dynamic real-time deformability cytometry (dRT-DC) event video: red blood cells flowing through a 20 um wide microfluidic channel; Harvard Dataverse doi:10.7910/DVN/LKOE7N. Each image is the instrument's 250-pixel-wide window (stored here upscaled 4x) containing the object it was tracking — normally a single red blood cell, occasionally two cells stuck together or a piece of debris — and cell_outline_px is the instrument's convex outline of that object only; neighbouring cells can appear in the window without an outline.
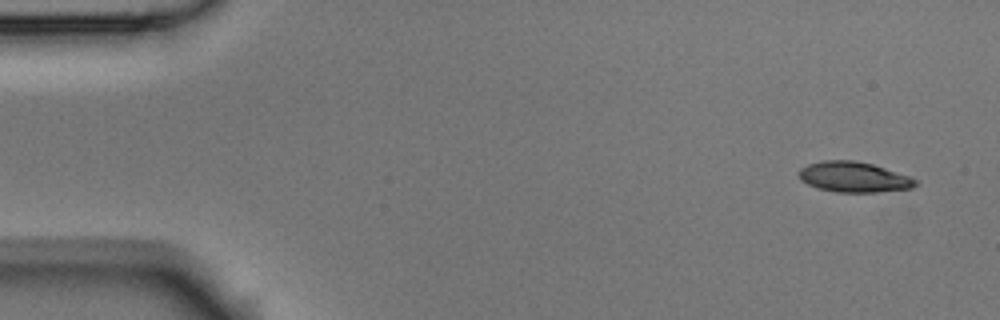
{"species": "Egyptian fruit bat (a non-hibernating species)", "species_latin": "Rousettus aegyptiacus", "temperature_condition": "room temperature", "stored_images_in_passage": 7, "camera_frame_rate_fps": 3000, "um_per_image_px": 0.085, "animal": {"sex": "male"}, "frame": {"image": 1, "passage_image": 1, "time_ms": 0.0, "image_size_px": [1000, 320], "cell_outline_px": [[916, 184], [912, 188], [876, 192], [836, 192], [820, 188], [808, 184], [800, 180], [796, 172], [800, 168], [808, 164], [824, 160], [856, 160], [872, 164], [908, 176], [916, 180]], "centroid_in_image_um": [72.51, 15.04], "position_along_channel_um": 12.5, "area_um2": 20.52}}
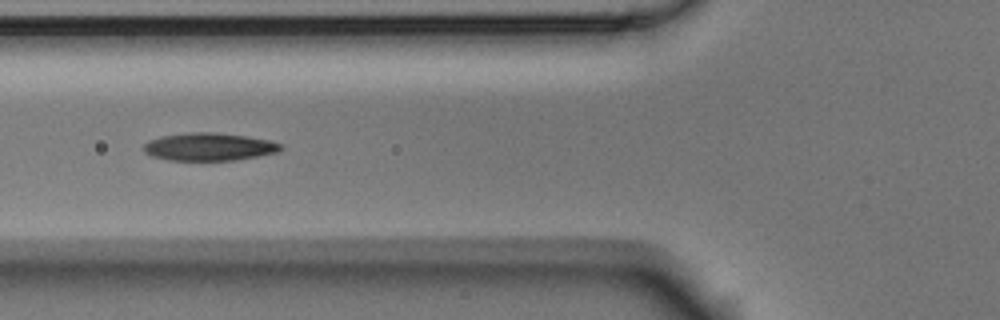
{"frame": {"image": 2, "passage_image": 6, "time_ms": 1.667, "image_size_px": [1000, 320], "cell_outline_px": [[284, 148], [280, 152], [236, 160], [168, 160], [152, 156], [144, 152], [144, 144], [148, 140], [160, 136], [188, 132], [216, 132], [248, 136], [272, 140], [284, 144]], "centroid_in_image_um": [17.83, 12.46], "position_along_channel_um": 108.0, "area_um2": 22.6}}
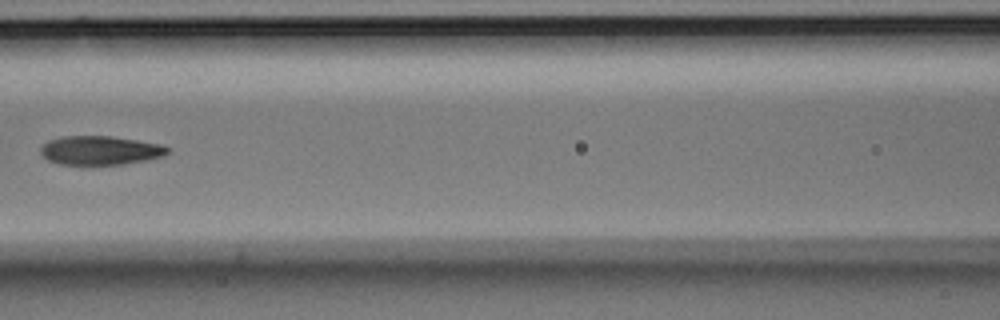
{"frame": {"image": 3, "passage_image": 7, "time_ms": 2.0, "image_size_px": [1000, 320], "cell_outline_px": [[168, 152], [164, 156], [124, 164], [60, 164], [48, 160], [40, 152], [40, 148], [48, 140], [64, 136], [108, 136], [136, 140], [160, 144], [168, 148]], "centroid_in_image_um": [8.49, 12.78], "position_along_channel_um": 158.1, "area_um2": 21.1}}